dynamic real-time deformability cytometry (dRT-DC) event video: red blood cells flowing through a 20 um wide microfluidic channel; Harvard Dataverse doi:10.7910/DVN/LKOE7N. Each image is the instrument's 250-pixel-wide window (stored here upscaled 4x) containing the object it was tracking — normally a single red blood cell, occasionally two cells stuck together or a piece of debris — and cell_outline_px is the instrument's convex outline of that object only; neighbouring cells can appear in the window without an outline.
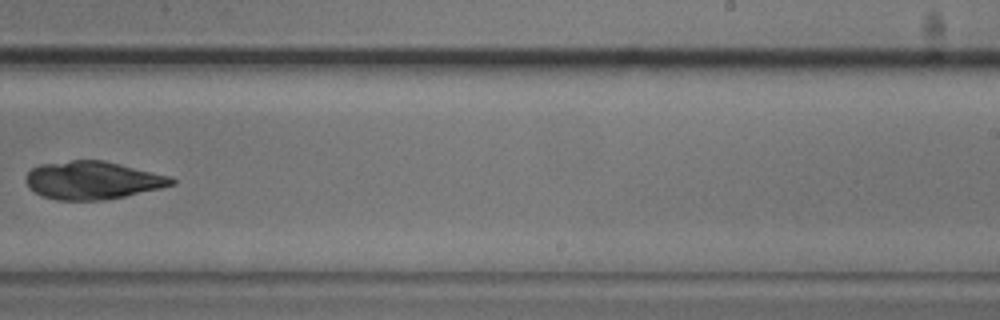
{"species": "common noctule bat (a hibernating species)", "species_latin": "Nyctalus noctula", "temperature_condition": "cold", "stored_images_in_passage": 8, "camera_frame_rate_fps": 3000, "um_per_image_px": 0.085, "animal": {"sex": "male", "body_mass_g": 20.5, "forearm_length_mm": 52.5}, "frame": {"image": 1, "passage_image": 7, "time_ms": 2.0, "image_size_px": [1000, 320], "cell_outline_px": [[176, 184], [160, 188], [124, 196], [104, 200], [56, 200], [44, 196], [36, 192], [24, 180], [24, 176], [32, 168], [40, 164], [72, 160], [104, 160], [172, 176], [176, 180]], "centroid_in_image_um": [7.89, 15.31], "position_along_channel_um": 281.1, "area_um2": 32.25}}